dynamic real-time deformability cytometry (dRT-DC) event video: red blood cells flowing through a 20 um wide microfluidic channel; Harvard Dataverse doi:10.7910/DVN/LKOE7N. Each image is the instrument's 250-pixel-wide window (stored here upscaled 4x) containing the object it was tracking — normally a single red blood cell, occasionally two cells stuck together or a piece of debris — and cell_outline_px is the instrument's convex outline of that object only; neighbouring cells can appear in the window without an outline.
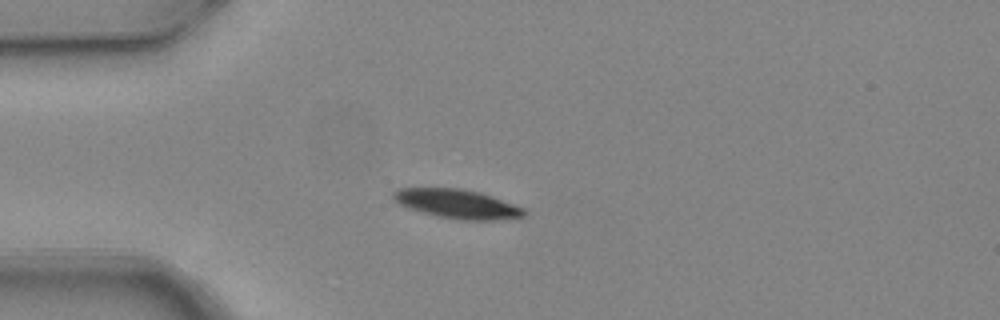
{"species": "common noctule bat (a hibernating species)", "species_latin": "Nyctalus noctula", "temperature_condition": "warm", "stored_images_in_passage": 3, "camera_frame_rate_fps": 3000, "um_per_image_px": 0.085, "animal": {"sex": "female", "body_mass_g": 24.6, "forearm_length_mm": 56.2}, "frame": {"image": 1, "passage_image": 3, "time_ms": 0.667, "image_size_px": [1000, 320], "cell_outline_px": [[528, 212], [524, 216], [496, 220], [460, 220], [436, 216], [408, 208], [400, 204], [392, 196], [392, 192], [396, 188], [460, 188], [480, 192], [492, 196], [524, 208]], "centroid_in_image_um": [38.86, 17.33], "position_along_channel_um": 46.1, "area_um2": 22.2}}